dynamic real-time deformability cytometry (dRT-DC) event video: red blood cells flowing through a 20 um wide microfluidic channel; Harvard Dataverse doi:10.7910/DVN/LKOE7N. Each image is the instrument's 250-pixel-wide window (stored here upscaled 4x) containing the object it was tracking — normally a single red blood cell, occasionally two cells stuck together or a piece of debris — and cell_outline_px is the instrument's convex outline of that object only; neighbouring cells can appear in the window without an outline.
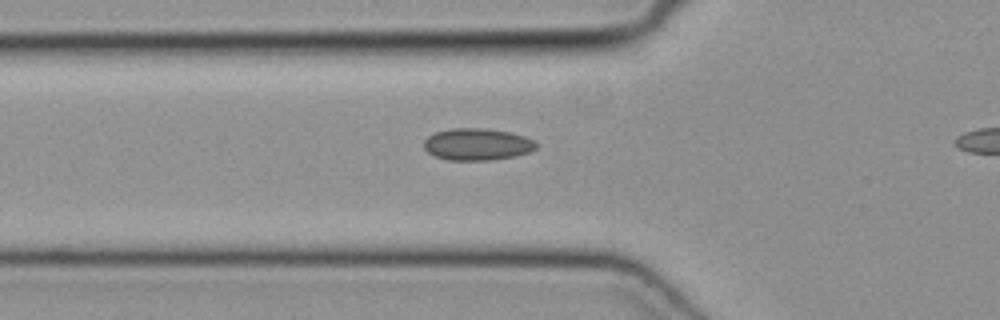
{"species": "common noctule bat (a hibernating species)", "species_latin": "Nyctalus noctula", "temperature_condition": "cold", "stored_images_in_passage": 35, "camera_frame_rate_fps": 3000, "um_per_image_px": 0.085, "animal": {"sex": "female", "body_mass_g": 19.3, "forearm_length_mm": 54.1}, "frame": {"image": 1, "passage_image": 10, "time_ms": 3.0, "image_size_px": [1000, 320], "cell_outline_px": [[536, 148], [528, 152], [516, 156], [488, 160], [448, 160], [436, 156], [428, 152], [424, 148], [424, 140], [428, 136], [436, 132], [452, 128], [484, 128], [512, 132], [536, 140]], "centroid_in_image_um": [40.57, 12.26], "position_along_channel_um": 85.2, "area_um2": 20.92}}
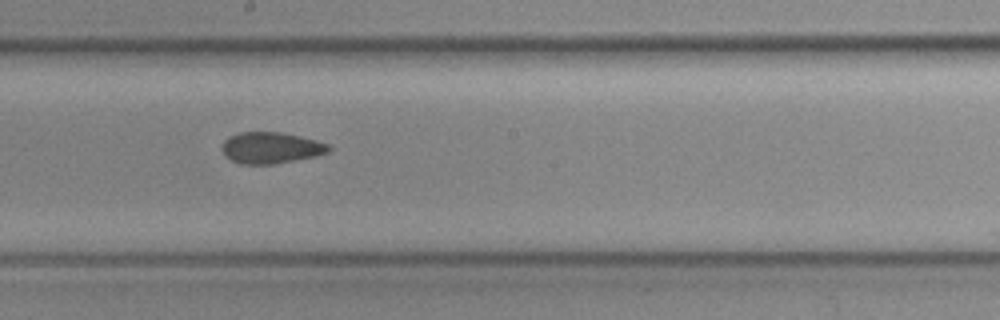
{"frame": {"image": 2, "passage_image": 20, "time_ms": 6.333, "image_size_px": [1000, 320], "cell_outline_px": [[332, 148], [328, 152], [316, 156], [272, 164], [240, 164], [232, 160], [220, 148], [224, 140], [228, 136], [240, 132], [280, 132], [300, 136], [316, 140], [328, 144]], "centroid_in_image_um": [23.02, 12.55], "position_along_channel_um": 225.2, "area_um2": 19.42}}
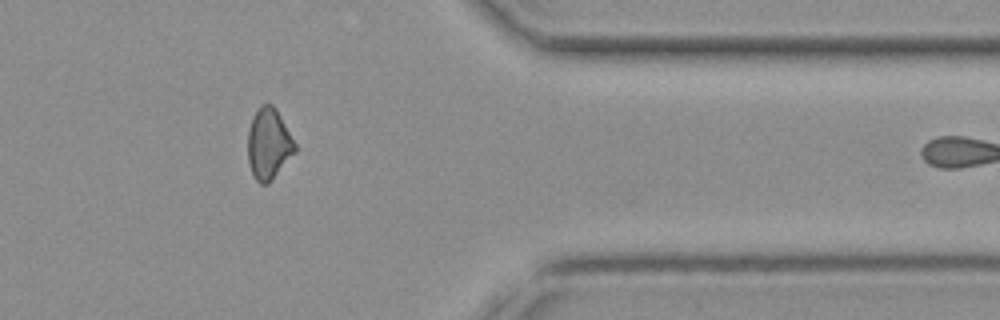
{"frame": {"image": 3, "passage_image": 33, "time_ms": 10.667, "image_size_px": [1000, 320], "cell_outline_px": [[296, 152], [272, 180], [268, 184], [260, 184], [256, 180], [252, 172], [248, 160], [248, 132], [252, 116], [260, 104], [272, 104], [276, 108], [296, 144]], "centroid_in_image_um": [22.84, 12.22], "position_along_channel_um": 388.6, "area_um2": 19.59}}